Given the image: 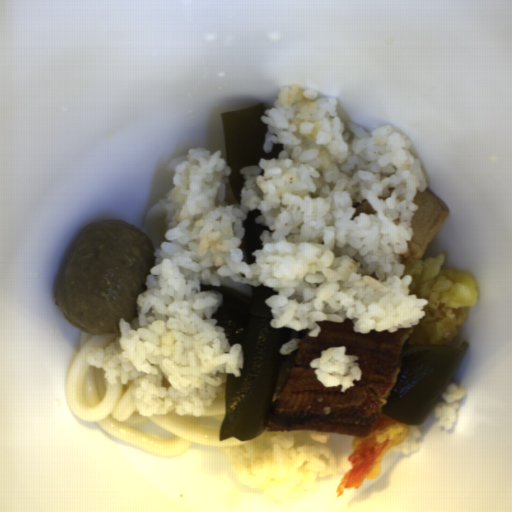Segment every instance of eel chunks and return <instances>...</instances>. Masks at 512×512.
I'll list each match as a JSON object with an SVG mask.
<instances>
[{"instance_id": "4dd315ae", "label": "eel chunks", "mask_w": 512, "mask_h": 512, "mask_svg": "<svg viewBox=\"0 0 512 512\" xmlns=\"http://www.w3.org/2000/svg\"><path fill=\"white\" fill-rule=\"evenodd\" d=\"M315 322L320 333L309 336L310 329L302 330L299 346L286 360L287 377L269 406L266 432L321 430L369 436L397 383L405 344L414 330L360 333L351 318ZM344 346L346 355L359 356L362 377L343 393L341 386L326 388L310 363L321 351Z\"/></svg>"}]
</instances>
